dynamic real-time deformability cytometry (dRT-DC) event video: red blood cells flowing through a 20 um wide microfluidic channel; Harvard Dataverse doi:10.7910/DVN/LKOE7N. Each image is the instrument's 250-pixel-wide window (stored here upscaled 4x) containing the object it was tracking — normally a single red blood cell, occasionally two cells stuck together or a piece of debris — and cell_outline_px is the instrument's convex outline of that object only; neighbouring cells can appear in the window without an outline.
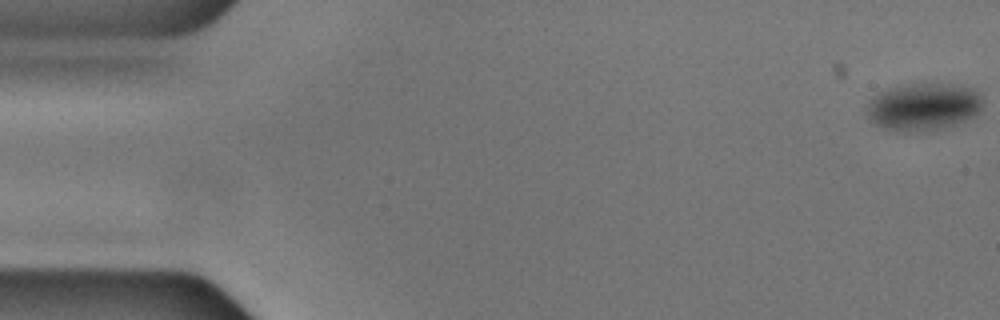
{"species": "common noctule bat (a hibernating species)", "species_latin": "Nyctalus noctula", "temperature_condition": "cold", "stored_images_in_passage": 56, "camera_frame_rate_fps": 3000, "um_per_image_px": 0.085, "animal": {"sex": "male", "body_mass_g": 17.9, "forearm_length_mm": 54.2}, "frame": {"image": 1, "passage_image": 1, "time_ms": 0.0, "image_size_px": [1000, 320], "cell_outline_px": [[984, 104], [980, 112], [976, 116], [956, 124], [940, 128], [904, 132], [884, 128], [876, 124], [868, 116], [868, 104], [880, 92], [892, 88], [916, 84], [948, 84], [976, 88], [984, 96]], "centroid_in_image_um": [78.61, 9.07], "position_along_channel_um": 6.4, "area_um2": 31.79}}
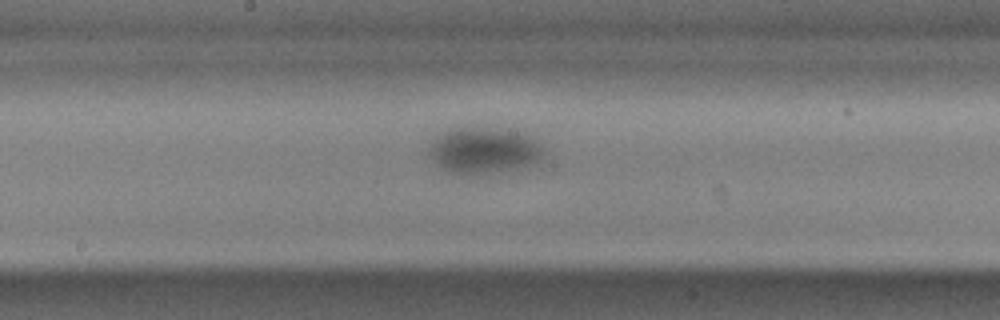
{"frame": {"image": 2, "passage_image": 29, "time_ms": 9.333, "image_size_px": [1000, 320], "cell_outline_px": [[544, 152], [532, 164], [516, 168], [472, 176], [464, 176], [452, 172], [444, 168], [428, 152], [428, 148], [436, 136], [448, 128], [464, 124], [472, 124], [508, 128], [524, 132], [540, 140]], "centroid_in_image_um": [41.14, 12.7], "position_along_channel_um": 207.1, "area_um2": 32.02}}
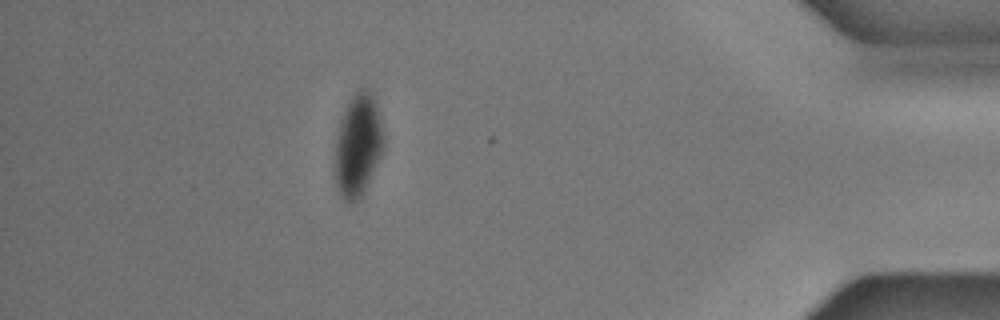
{"frame": {"image": 3, "passage_image": 50, "time_ms": 16.333, "image_size_px": [1000, 320], "cell_outline_px": [[384, 148], [360, 196], [352, 204], [344, 200], [340, 196], [336, 188], [332, 172], [332, 168], [336, 136], [340, 120], [344, 108], [348, 100], [360, 88], [368, 88], [376, 100], [380, 116], [384, 136]], "centroid_in_image_um": [30.37, 12.32], "position_along_channel_um": 404.8, "area_um2": 29.71}}